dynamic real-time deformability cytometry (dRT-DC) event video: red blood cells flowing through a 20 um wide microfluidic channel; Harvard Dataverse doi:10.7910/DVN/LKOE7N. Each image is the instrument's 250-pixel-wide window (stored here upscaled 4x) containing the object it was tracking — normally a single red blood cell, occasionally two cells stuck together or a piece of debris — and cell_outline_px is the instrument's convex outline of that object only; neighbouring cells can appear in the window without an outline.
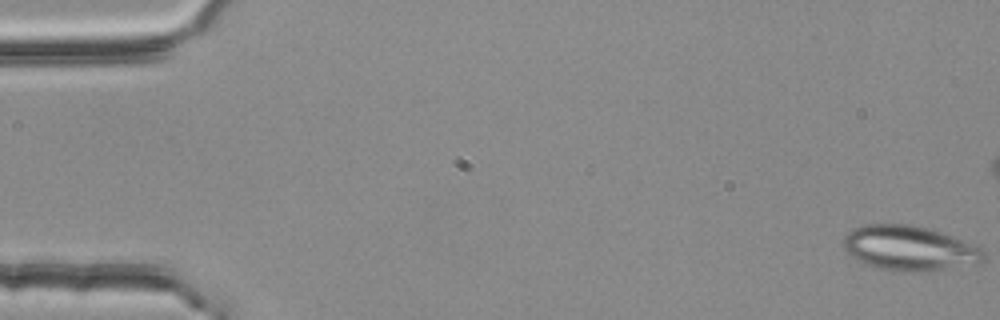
{"species": "common noctule bat (a hibernating species)", "species_latin": "Nyctalus noctula", "temperature_condition": "room temperature", "stored_images_in_passage": 4, "camera_frame_rate_fps": 3000, "um_per_image_px": 0.085, "animal": {"sex": "female", "body_mass_g": 25.1}, "frame": {"image": 1, "passage_image": 1, "time_ms": 0.0, "image_size_px": [1000, 320], "cell_outline_px": [[984, 260], [980, 264], [940, 268], [880, 268], [868, 264], [852, 256], [844, 248], [844, 240], [848, 232], [864, 224], [912, 224], [932, 228], [972, 244], [980, 248], [984, 252]], "centroid_in_image_um": [77.32, 21.02], "position_along_channel_um": 7.7, "area_um2": 35.14}}